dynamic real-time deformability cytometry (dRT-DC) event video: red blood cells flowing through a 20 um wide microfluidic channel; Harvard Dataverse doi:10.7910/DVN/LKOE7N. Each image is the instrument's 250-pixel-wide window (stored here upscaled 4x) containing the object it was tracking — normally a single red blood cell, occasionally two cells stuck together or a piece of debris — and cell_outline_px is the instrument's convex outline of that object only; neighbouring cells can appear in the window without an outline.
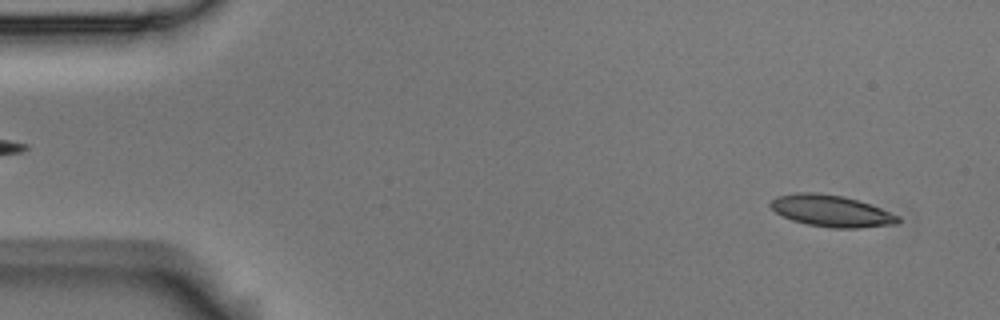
{"species": "Egyptian fruit bat (a non-hibernating species)", "species_latin": "Rousettus aegyptiacus", "temperature_condition": "room temperature", "stored_images_in_passage": 53, "camera_frame_rate_fps": 3000, "um_per_image_px": 0.085, "animal": {"sex": "male"}, "frame": {"image": 1, "passage_image": 3, "time_ms": 0.667, "image_size_px": [1000, 320], "cell_outline_px": [[900, 220], [896, 224], [860, 228], [832, 228], [808, 224], [792, 220], [776, 212], [768, 204], [776, 196], [796, 192], [816, 192], [844, 196], [880, 208], [900, 216]], "centroid_in_image_um": [70.65, 17.92], "position_along_channel_um": 14.4, "area_um2": 23.41}}
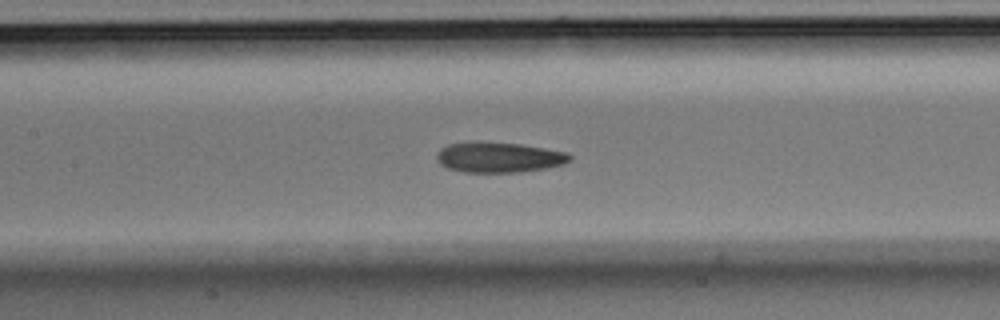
{"frame": {"image": 2, "passage_image": 24, "time_ms": 7.667, "image_size_px": [1000, 320], "cell_outline_px": [[572, 160], [564, 164], [544, 168], [520, 172], [464, 172], [448, 168], [440, 164], [436, 160], [436, 156], [440, 148], [448, 144], [520, 144], [544, 148], [564, 152], [572, 156]], "centroid_in_image_um": [42.43, 13.41], "position_along_channel_um": 165.0, "area_um2": 22.72}}
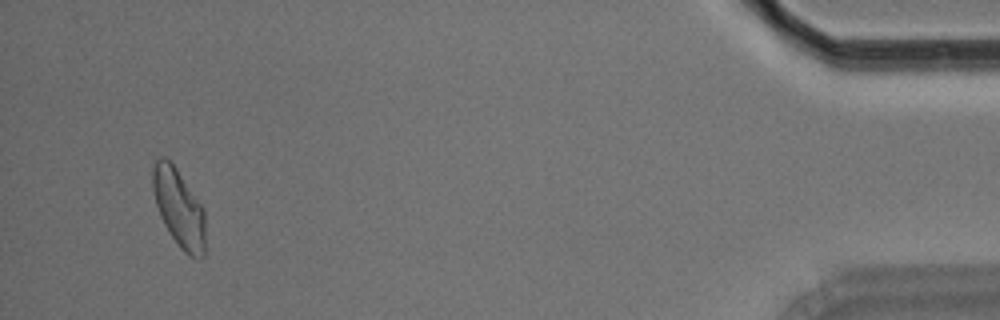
{"frame": {"image": 3, "passage_image": 51, "time_ms": 16.667, "image_size_px": [1000, 320], "cell_outline_px": [[204, 256], [196, 260], [188, 256], [180, 248], [164, 224], [160, 216], [156, 204], [152, 188], [152, 168], [156, 160], [160, 156], [164, 156], [176, 168], [204, 208]], "centroid_in_image_um": [15.2, 17.69], "position_along_channel_um": 420.0, "area_um2": 23.87}, "authors_computed_cell_mechanics": {"area_um2": 23.409, "velocity_mm_per_s": 3.6834, "shape_relaxation_time_tau1_ms": 6.684, "shape_relaxation_time_tau2_ms": 5.1603, "deformation_change_tau1": 0.175, "deformation_change_tau2": 0.1255}}